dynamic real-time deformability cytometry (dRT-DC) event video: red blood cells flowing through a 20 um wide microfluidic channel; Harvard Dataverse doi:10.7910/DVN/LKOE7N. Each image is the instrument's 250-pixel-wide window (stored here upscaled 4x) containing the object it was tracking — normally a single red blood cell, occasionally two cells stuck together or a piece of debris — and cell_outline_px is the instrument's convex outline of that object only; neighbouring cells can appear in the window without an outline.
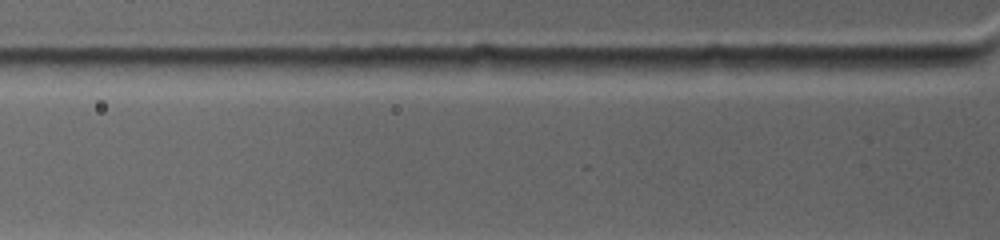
{"species": "common noctule bat (a hibernating species)", "species_latin": "Nyctalus noctula", "temperature_condition": "warm", "stored_images_in_passage": 2, "camera_frame_rate_fps": 4500, "um_per_image_px": 0.085, "animal": {"sex": "female", "body_mass_g": 19.0, "forearm_length_mm": 53.3}, "frame": {"image": 1, "passage_image": 2, "time_ms": 0.222, "image_size_px": [1000, 240], "cell_outline_px": [[968, 64], [936, 68], [832, 68], [844, 56], [956, 56]], "centroid_in_image_um": [76.37, 5.27], "position_along_channel_um": 49.4, "area_um2": 10.46}}